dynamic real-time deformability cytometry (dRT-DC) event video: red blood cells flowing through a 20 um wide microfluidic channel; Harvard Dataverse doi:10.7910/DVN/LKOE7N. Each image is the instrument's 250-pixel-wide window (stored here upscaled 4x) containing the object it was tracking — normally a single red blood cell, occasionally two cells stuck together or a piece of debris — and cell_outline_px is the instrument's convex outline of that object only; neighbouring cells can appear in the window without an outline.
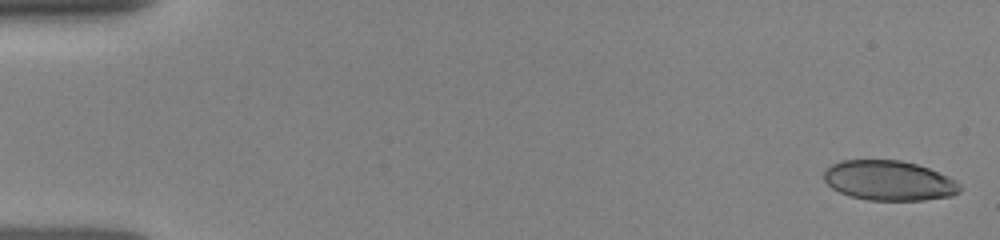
{"species": "human", "species_latin": "Homo sapiens", "temperature_condition": "room temperature", "stored_images_in_passage": 27, "camera_frame_rate_fps": 3000, "um_per_image_px": 0.085, "donor": {"sex": "female"}, "frame": {"image": 1, "passage_image": 1, "time_ms": 0.0, "image_size_px": [1000, 240], "cell_outline_px": [[960, 192], [952, 196], [924, 200], [868, 200], [848, 196], [832, 188], [824, 180], [824, 168], [840, 160], [900, 160], [916, 164], [928, 168], [948, 176], [956, 180], [960, 184]], "centroid_in_image_um": [75.55, 15.35], "position_along_channel_um": 9.4, "area_um2": 31.79}}